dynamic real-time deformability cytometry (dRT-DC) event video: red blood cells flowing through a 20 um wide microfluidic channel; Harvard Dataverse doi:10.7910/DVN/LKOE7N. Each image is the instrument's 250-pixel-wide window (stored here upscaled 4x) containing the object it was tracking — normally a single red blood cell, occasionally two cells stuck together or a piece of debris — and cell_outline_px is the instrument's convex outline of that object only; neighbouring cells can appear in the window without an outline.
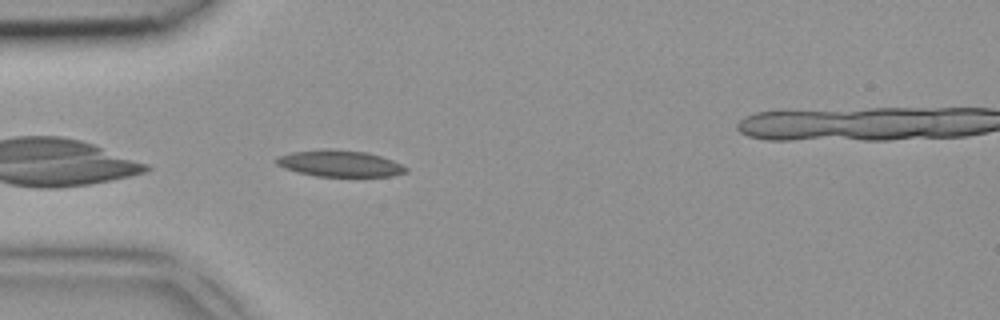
{"species": "common noctule bat (a hibernating species)", "species_latin": "Nyctalus noctula", "temperature_condition": "room temperature", "stored_images_in_passage": 5, "camera_frame_rate_fps": 3000, "um_per_image_px": 0.085, "animal": {"sex": "female", "body_mass_g": 18.4}, "frame": {"image": 1, "passage_image": 4, "time_ms": 1.0, "image_size_px": [1000, 320], "cell_outline_px": [[408, 172], [392, 176], [316, 176], [296, 172], [284, 168], [276, 164], [276, 156], [292, 152], [332, 148], [368, 152], [392, 160], [408, 168]], "centroid_in_image_um": [28.86, 13.89], "position_along_channel_um": 56.1, "area_um2": 20.06}}